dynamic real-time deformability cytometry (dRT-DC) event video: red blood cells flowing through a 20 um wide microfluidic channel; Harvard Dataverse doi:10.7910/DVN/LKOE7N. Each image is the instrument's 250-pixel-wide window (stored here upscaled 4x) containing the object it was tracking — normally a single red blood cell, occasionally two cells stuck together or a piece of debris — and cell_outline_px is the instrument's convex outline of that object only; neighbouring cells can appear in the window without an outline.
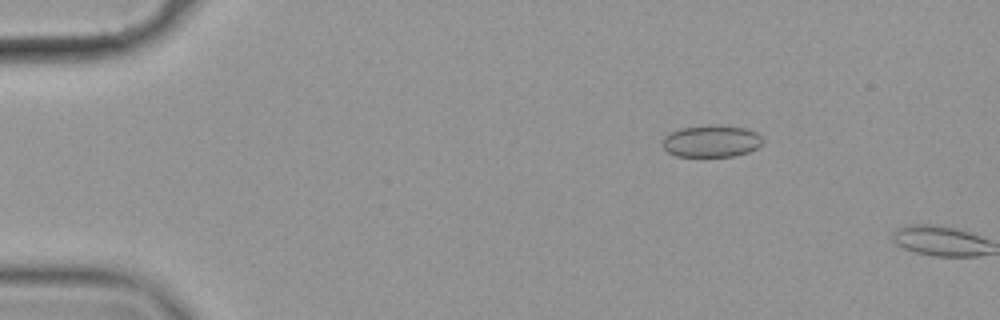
{"species": "common noctule bat (a hibernating species)", "species_latin": "Nyctalus noctula", "temperature_condition": "cold", "stored_images_in_passage": 10, "camera_frame_rate_fps": 3000, "um_per_image_px": 0.085, "animal": {"sex": "female", "body_mass_g": 19.9}, "frame": {"image": 1, "passage_image": 9, "time_ms": 2.667, "image_size_px": [1000, 320], "cell_outline_px": [[764, 140], [756, 148], [748, 152], [732, 156], [676, 156], [668, 152], [660, 144], [660, 140], [668, 132], [680, 128], [716, 124], [748, 128], [756, 132]], "centroid_in_image_um": [60.42, 11.98], "position_along_channel_um": 24.6, "area_um2": 18.96}}